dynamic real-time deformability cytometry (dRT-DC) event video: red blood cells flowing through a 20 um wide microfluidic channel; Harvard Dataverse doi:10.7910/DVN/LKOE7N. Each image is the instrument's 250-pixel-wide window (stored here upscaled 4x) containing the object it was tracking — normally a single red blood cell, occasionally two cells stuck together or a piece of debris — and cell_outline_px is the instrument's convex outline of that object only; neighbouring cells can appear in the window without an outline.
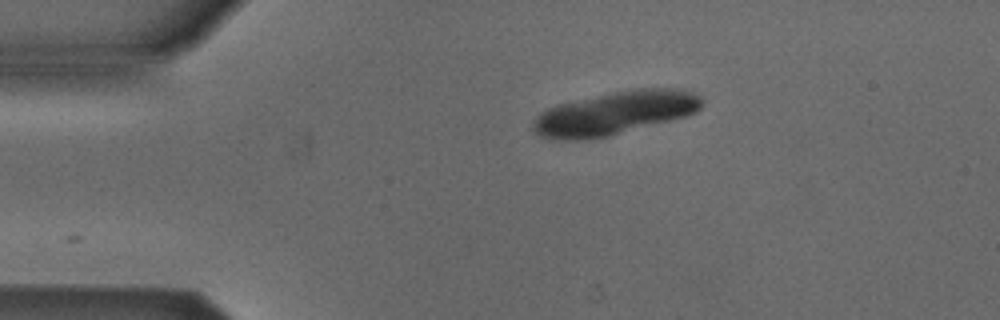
{"species": "Egyptian fruit bat (a non-hibernating species)", "species_latin": "Rousettus aegyptiacus", "temperature_condition": "cold", "stored_images_in_passage": 9, "camera_frame_rate_fps": 3000, "um_per_image_px": 0.085, "animal": {"sex": "male"}, "frame": {"image": 1, "passage_image": 1, "time_ms": 0.0, "image_size_px": [1000, 320], "cell_outline_px": [[704, 104], [696, 112], [684, 116], [608, 136], [576, 140], [556, 140], [540, 136], [532, 128], [536, 116], [540, 112], [556, 104], [628, 88], [684, 88], [700, 92], [704, 100]], "centroid_in_image_um": [52.32, 9.57], "position_along_channel_um": 32.7, "area_um2": 43.0}}